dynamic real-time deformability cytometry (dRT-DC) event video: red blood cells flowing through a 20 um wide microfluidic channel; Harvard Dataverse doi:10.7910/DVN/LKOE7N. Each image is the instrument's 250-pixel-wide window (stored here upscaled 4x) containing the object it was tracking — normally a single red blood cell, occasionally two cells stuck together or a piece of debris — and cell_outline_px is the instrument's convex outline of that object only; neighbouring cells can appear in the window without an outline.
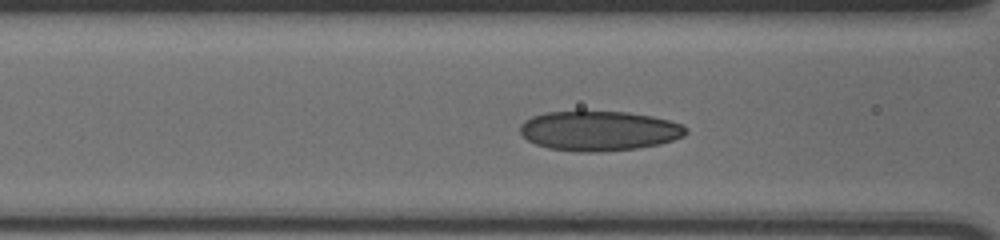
{"species": "human", "species_latin": "Homo sapiens", "temperature_condition": "cold", "stored_images_in_passage": 42, "camera_frame_rate_fps": 3000, "um_per_image_px": 0.085, "donor": {"sex": "male"}, "frame": {"image": 1, "passage_image": 13, "time_ms": 4.0, "image_size_px": [1000, 240], "cell_outline_px": [[688, 132], [684, 136], [660, 144], [636, 148], [596, 152], [580, 152], [548, 148], [536, 144], [528, 140], [520, 132], [520, 124], [524, 120], [532, 116], [544, 112], [628, 112], [652, 116], [684, 124], [688, 128]], "centroid_in_image_um": [50.93, 11.12], "position_along_channel_um": 115.7, "area_um2": 38.44}}
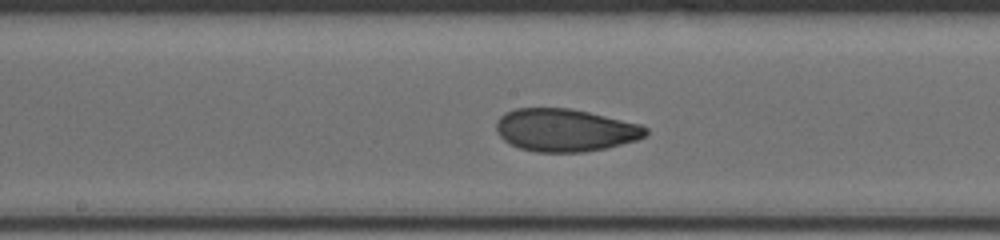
{"frame": {"image": 2, "passage_image": 20, "time_ms": 6.333, "image_size_px": [1000, 240], "cell_outline_px": [[648, 132], [644, 136], [636, 140], [608, 148], [584, 152], [536, 152], [520, 148], [504, 140], [496, 132], [496, 120], [500, 116], [516, 108], [568, 108], [588, 112], [640, 124], [648, 128]], "centroid_in_image_um": [48.03, 11.06], "position_along_channel_um": 200.2, "area_um2": 37.11}}
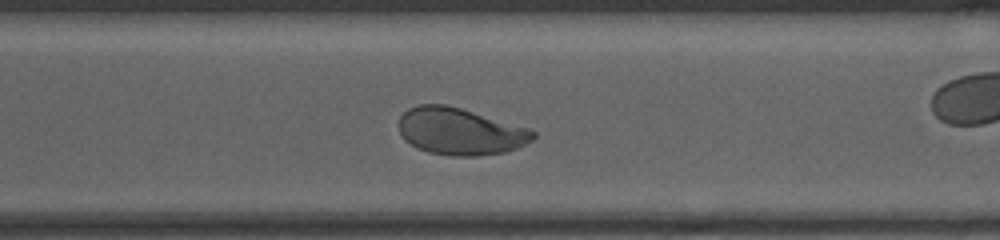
{"frame": {"image": 3, "passage_image": 31, "time_ms": 10.0, "image_size_px": [1000, 240], "cell_outline_px": [[536, 136], [532, 140], [516, 148], [504, 152], [476, 156], [448, 156], [428, 152], [416, 148], [404, 140], [400, 132], [400, 116], [408, 108], [420, 104], [444, 104], [460, 108], [528, 128], [536, 132]], "centroid_in_image_um": [39.08, 11.18], "position_along_channel_um": 331.5, "area_um2": 36.59}, "authors_computed_cell_mechanics": {"area_um2": 37.6567, "velocity_mm_per_s": 3.5999, "shape_relaxation_time_tau1_ms": 7.2551, "shape_relaxation_time_tau2_ms": 1.3442, "deformation_change_tau1": 0.1767, "deformation_change_tau2": 0.0589}}